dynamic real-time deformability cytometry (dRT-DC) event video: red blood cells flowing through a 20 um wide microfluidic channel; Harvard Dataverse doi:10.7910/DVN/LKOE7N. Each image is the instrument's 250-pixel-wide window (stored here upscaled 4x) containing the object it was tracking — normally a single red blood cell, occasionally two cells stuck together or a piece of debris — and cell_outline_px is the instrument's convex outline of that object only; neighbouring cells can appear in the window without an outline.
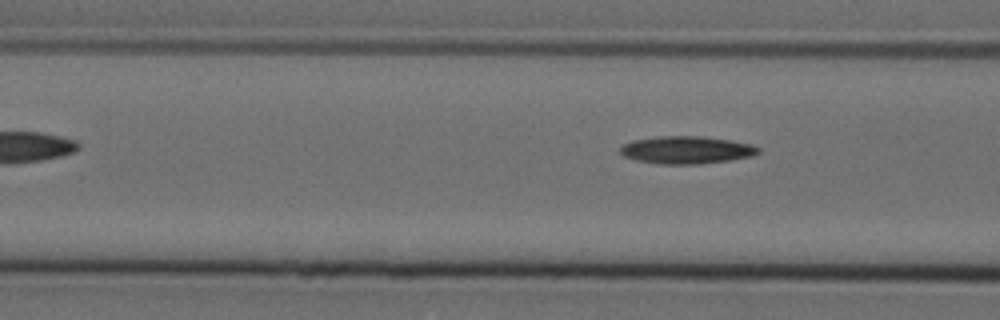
{"species": "Egyptian fruit bat (a non-hibernating species)", "species_latin": "Rousettus aegyptiacus", "temperature_condition": "cold", "stored_images_in_passage": 4, "camera_frame_rate_fps": 3000, "um_per_image_px": 0.085, "animal": {"sex": "female"}, "frame": {"image": 1, "passage_image": 4, "time_ms": 1.0, "image_size_px": [1000, 320], "cell_outline_px": [[760, 152], [752, 156], [728, 160], [696, 164], [660, 164], [636, 160], [624, 156], [620, 152], [620, 144], [632, 140], [660, 136], [700, 136], [732, 140], [752, 144], [760, 148]], "centroid_in_image_um": [58.33, 12.74], "position_along_channel_um": 108.3, "area_um2": 22.25}}